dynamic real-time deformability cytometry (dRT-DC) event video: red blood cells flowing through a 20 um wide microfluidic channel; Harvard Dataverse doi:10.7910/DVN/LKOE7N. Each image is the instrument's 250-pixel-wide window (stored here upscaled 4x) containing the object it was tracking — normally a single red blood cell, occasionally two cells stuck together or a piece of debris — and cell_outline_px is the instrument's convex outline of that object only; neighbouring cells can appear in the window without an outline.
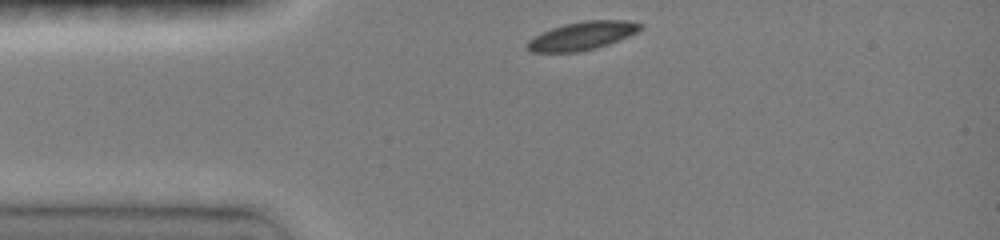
{"species": "common noctule bat (a hibernating species)", "species_latin": "Nyctalus noctula", "temperature_condition": "room temperature", "stored_images_in_passage": 17, "camera_frame_rate_fps": 3000, "um_per_image_px": 0.085, "animal": {"sex": "female", "body_mass_g": 19.0, "forearm_length_mm": 51.5}, "frame": {"image": 1, "passage_image": 1, "time_ms": 0.0, "image_size_px": [1000, 240], "cell_outline_px": [[644, 24], [636, 32], [628, 36], [608, 44], [576, 52], [532, 52], [528, 48], [528, 40], [540, 32], [564, 24], [584, 20], [628, 20]], "centroid_in_image_um": [49.47, 3.02], "position_along_channel_um": 35.5, "area_um2": 18.38}}
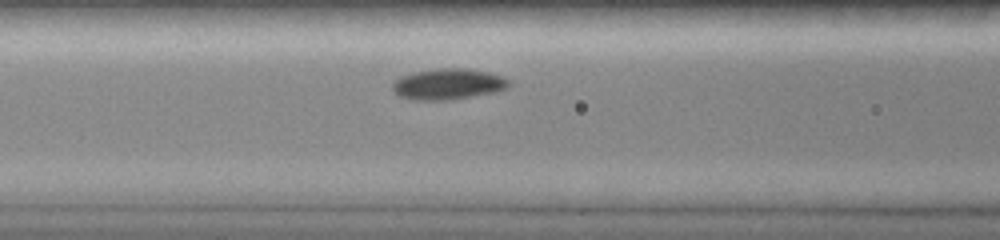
{"frame": {"image": 2, "passage_image": 11, "time_ms": 3.0, "image_size_px": [1000, 240], "cell_outline_px": [[508, 88], [492, 92], [452, 100], [412, 100], [396, 96], [392, 88], [392, 84], [400, 76], [412, 72], [440, 68], [464, 68], [488, 72], [500, 76], [508, 80]], "centroid_in_image_um": [38.01, 7.15], "position_along_channel_um": 128.6, "area_um2": 20.98}}
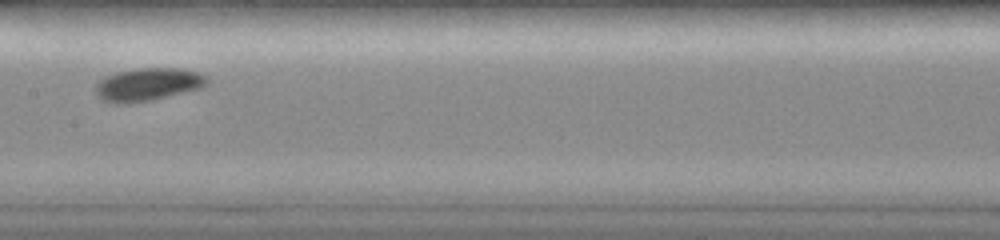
{"frame": {"image": 3, "passage_image": 14, "time_ms": 4.667, "image_size_px": [1000, 240], "cell_outline_px": [[208, 84], [200, 88], [152, 100], [128, 104], [112, 104], [100, 100], [96, 92], [96, 84], [104, 76], [116, 72], [136, 68], [180, 68], [200, 72], [208, 76]], "centroid_in_image_um": [12.55, 7.18], "position_along_channel_um": 194.8, "area_um2": 21.73}}